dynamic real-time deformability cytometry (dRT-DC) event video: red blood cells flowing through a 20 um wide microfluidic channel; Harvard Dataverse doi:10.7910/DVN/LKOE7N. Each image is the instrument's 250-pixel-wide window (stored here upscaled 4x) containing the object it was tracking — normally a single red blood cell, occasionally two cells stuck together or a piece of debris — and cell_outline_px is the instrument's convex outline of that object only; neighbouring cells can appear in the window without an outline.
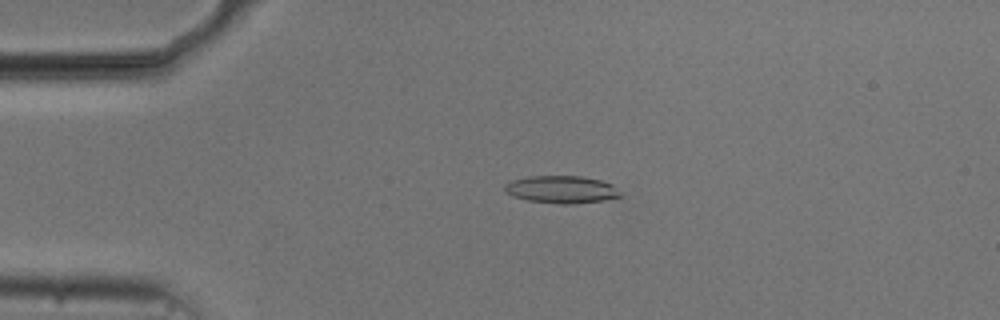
{"species": "common noctule bat (a hibernating species)", "species_latin": "Nyctalus noctula", "temperature_condition": "cold", "stored_images_in_passage": 54, "camera_frame_rate_fps": 3000, "um_per_image_px": 0.085, "animal": {"sex": "male", "body_mass_g": 20.5, "forearm_length_mm": 52.5}, "frame": {"image": 1, "passage_image": 12, "time_ms": 3.667, "image_size_px": [1000, 320], "cell_outline_px": [[624, 196], [604, 200], [572, 204], [560, 204], [528, 200], [512, 196], [504, 192], [504, 184], [512, 180], [528, 176], [580, 176], [600, 180], [612, 184]], "centroid_in_image_um": [47.71, 16.1], "position_along_channel_um": 37.3, "area_um2": 18.61}}
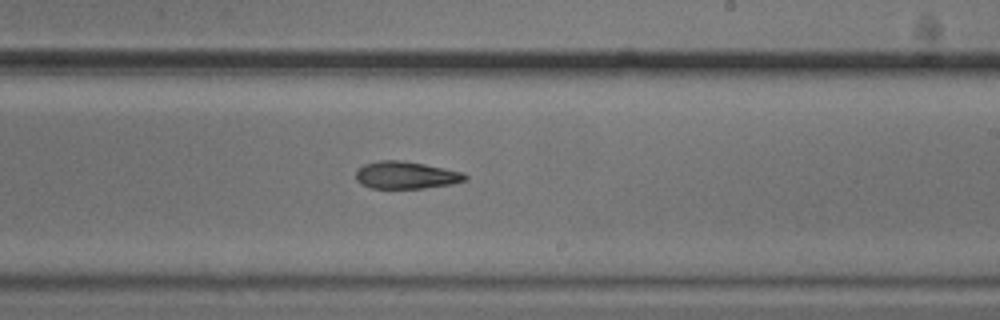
{"frame": {"image": 2, "passage_image": 32, "time_ms": 10.333, "image_size_px": [1000, 320], "cell_outline_px": [[468, 180], [452, 184], [424, 188], [372, 188], [360, 184], [356, 180], [356, 172], [364, 164], [380, 160], [400, 160], [424, 164], [464, 172], [468, 176]], "centroid_in_image_um": [34.54, 14.89], "position_along_channel_um": 254.5, "area_um2": 17.46}}
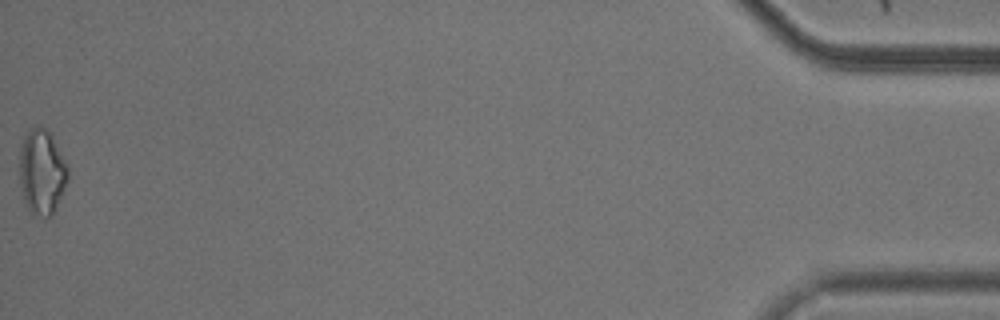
{"frame": {"image": 3, "passage_image": 54, "time_ms": 17.667, "image_size_px": [1000, 320], "cell_outline_px": [[68, 180], [52, 216], [44, 220], [32, 212], [28, 208], [24, 200], [20, 184], [20, 144], [28, 128], [40, 124], [48, 128], [52, 132], [68, 164]], "centroid_in_image_um": [3.58, 14.54], "position_along_channel_um": 431.6, "area_um2": 24.8}, "authors_computed_cell_mechanics": {"area_um2": 18.3804, "velocity_mm_per_s": 3.75, "shape_relaxation_time_tau1_ms": 5.6392, "shape_relaxation_time_tau2_ms": null, "deformation_change_tau1": 0.1381, "deformation_change_tau2": null}}